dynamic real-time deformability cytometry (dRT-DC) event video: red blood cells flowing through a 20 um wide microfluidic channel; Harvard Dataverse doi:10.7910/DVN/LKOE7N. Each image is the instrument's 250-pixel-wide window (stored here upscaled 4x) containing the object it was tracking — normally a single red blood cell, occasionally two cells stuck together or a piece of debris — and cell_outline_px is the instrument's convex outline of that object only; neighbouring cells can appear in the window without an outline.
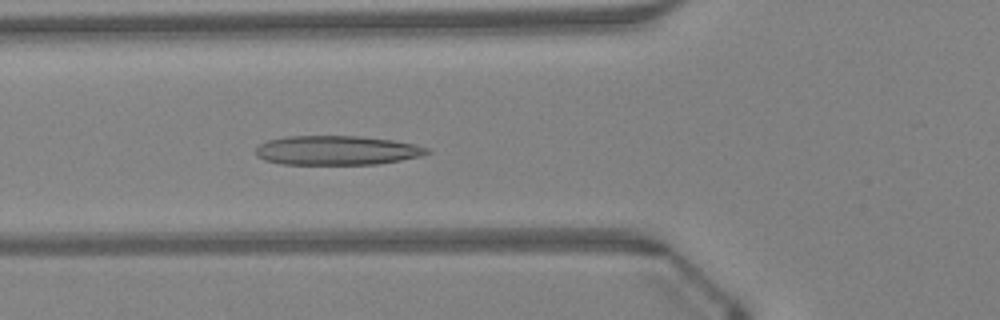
{"species": "Egyptian fruit bat (a non-hibernating species)", "species_latin": "Rousettus aegyptiacus", "temperature_condition": "warm", "stored_images_in_passage": 48, "camera_frame_rate_fps": 3000, "um_per_image_px": 0.085, "animal": {"sex": "female"}, "frame": {"image": 1, "passage_image": 17, "time_ms": 5.333, "image_size_px": [1000, 320], "cell_outline_px": [[432, 152], [420, 156], [400, 160], [376, 164], [280, 164], [264, 160], [256, 156], [256, 148], [260, 144], [268, 140], [288, 136], [360, 136], [392, 140], [416, 144], [428, 148]], "centroid_in_image_um": [28.63, 12.78], "position_along_channel_um": 97.2, "area_um2": 29.25}}
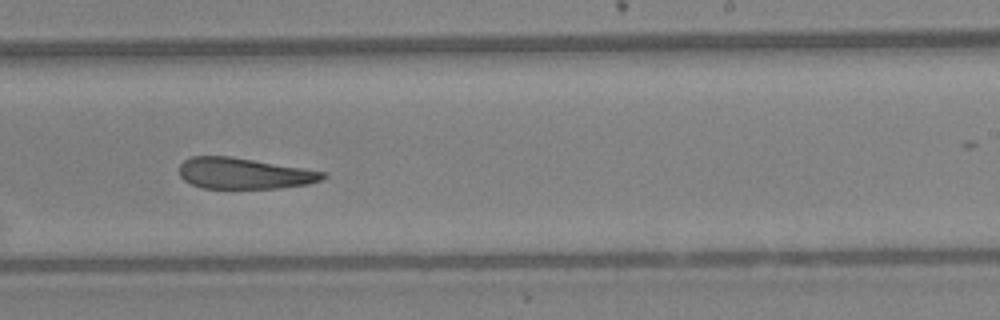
{"frame": {"image": 2, "passage_image": 29, "time_ms": 9.333, "image_size_px": [1000, 320], "cell_outline_px": [[328, 176], [320, 180], [308, 184], [280, 188], [204, 188], [192, 184], [184, 180], [180, 176], [180, 164], [184, 160], [192, 156], [232, 156], [328, 172]], "centroid_in_image_um": [20.78, 14.73], "position_along_channel_um": 268.2, "area_um2": 26.07}}
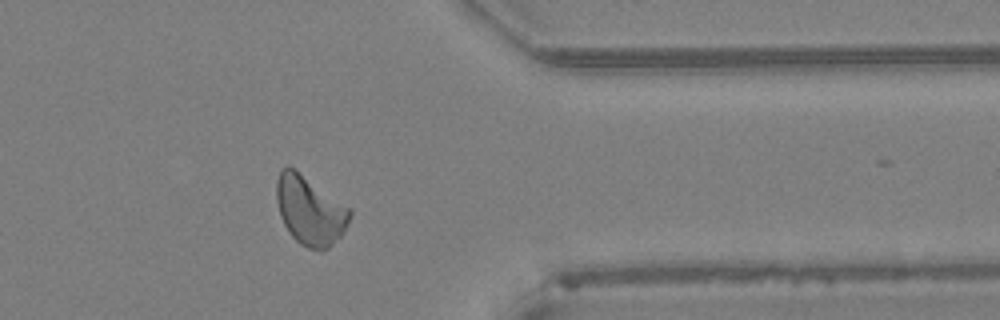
{"frame": {"image": 3, "passage_image": 38, "time_ms": 12.333, "image_size_px": [1000, 320], "cell_outline_px": [[352, 212], [348, 224], [340, 236], [328, 248], [320, 252], [308, 248], [300, 244], [288, 232], [280, 216], [276, 200], [276, 180], [280, 168], [288, 164], [352, 208]], "centroid_in_image_um": [26.33, 17.87], "position_along_channel_um": 385.1, "area_um2": 29.88}, "authors_computed_cell_mechanics": {"area_um2": 28.6688, "velocity_mm_per_s": 4.3063, "shape_relaxation_time_tau1_ms": null, "shape_relaxation_time_tau2_ms": 4.8144, "deformation_change_tau1": null, "deformation_change_tau2": 0.1481}}